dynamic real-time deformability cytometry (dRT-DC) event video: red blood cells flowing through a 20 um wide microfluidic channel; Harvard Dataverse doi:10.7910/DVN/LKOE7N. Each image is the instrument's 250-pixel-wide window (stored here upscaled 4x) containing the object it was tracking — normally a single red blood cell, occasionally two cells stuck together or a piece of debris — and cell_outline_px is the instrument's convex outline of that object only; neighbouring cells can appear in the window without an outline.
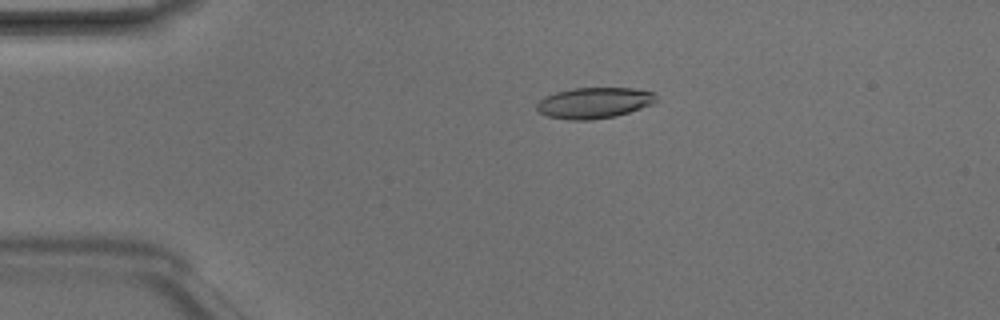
{"species": "Egyptian fruit bat (a non-hibernating species)", "species_latin": "Rousettus aegyptiacus", "temperature_condition": "room temperature", "stored_images_in_passage": 4, "camera_frame_rate_fps": 3000, "um_per_image_px": 0.085, "animal": {"sex": "male"}, "frame": {"image": 1, "passage_image": 3, "time_ms": 0.667, "image_size_px": [1000, 320], "cell_outline_px": [[656, 100], [652, 104], [616, 116], [592, 120], [568, 120], [548, 116], [540, 112], [536, 108], [536, 104], [544, 96], [556, 92], [572, 88], [632, 88], [656, 92]], "centroid_in_image_um": [50.49, 8.74], "position_along_channel_um": 34.5, "area_um2": 21.56}}